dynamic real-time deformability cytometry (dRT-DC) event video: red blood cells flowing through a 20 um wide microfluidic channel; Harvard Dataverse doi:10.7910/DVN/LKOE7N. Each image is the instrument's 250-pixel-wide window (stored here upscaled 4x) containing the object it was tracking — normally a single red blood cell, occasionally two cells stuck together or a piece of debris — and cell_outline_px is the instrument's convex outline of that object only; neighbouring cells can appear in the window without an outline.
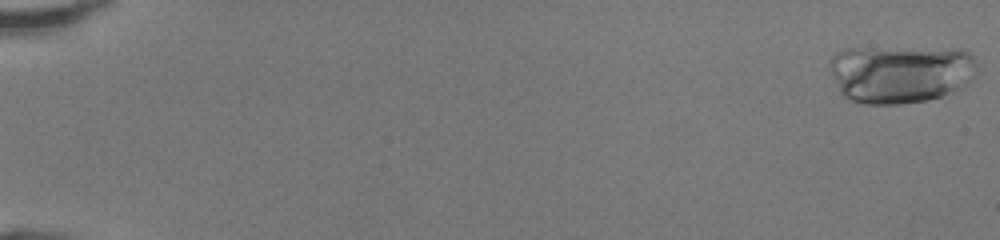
{"species": "human", "species_latin": "Homo sapiens", "temperature_condition": "room temperature", "stored_images_in_passage": 21, "camera_frame_rate_fps": 3000, "um_per_image_px": 0.085, "donor": {"sex": "female"}, "frame": {"image": 1, "passage_image": 1, "time_ms": 0.0, "image_size_px": [1000, 240], "cell_outline_px": [[976, 72], [964, 84], [940, 96], [928, 100], [900, 104], [864, 104], [852, 100], [844, 96], [840, 92], [828, 64], [828, 60], [836, 52], [844, 48], [960, 48], [968, 52], [972, 56], [976, 64]], "centroid_in_image_um": [76.49, 6.24], "position_along_channel_um": 8.5, "area_um2": 50.0}}
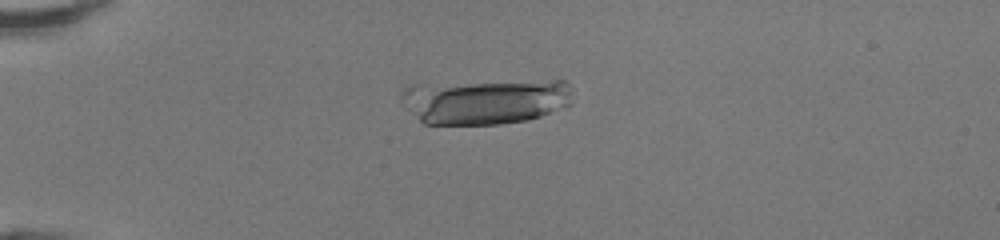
{"frame": {"image": 2, "passage_image": 14, "time_ms": 4.333, "image_size_px": [1000, 240], "cell_outline_px": [[572, 104], [540, 116], [528, 120], [500, 124], [424, 124], [404, 108], [400, 100], [400, 92], [408, 84], [552, 80], [564, 80], [572, 88]], "centroid_in_image_um": [41.21, 8.6], "position_along_channel_um": 43.8, "area_um2": 46.01}}
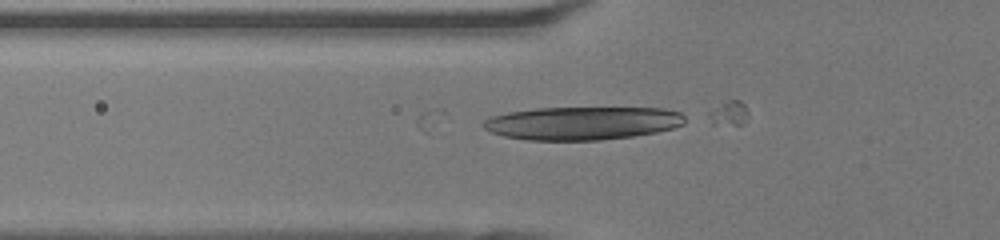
{"frame": {"image": 3, "passage_image": 19, "time_ms": 6.0, "image_size_px": [1000, 240], "cell_outline_px": [[684, 124], [672, 128], [656, 132], [632, 136], [600, 140], [524, 140], [504, 136], [492, 132], [484, 128], [480, 124], [488, 116], [508, 112], [536, 108], [664, 108], [680, 112], [684, 116]], "centroid_in_image_um": [49.45, 10.46], "position_along_channel_um": 76.3, "area_um2": 39.13}}